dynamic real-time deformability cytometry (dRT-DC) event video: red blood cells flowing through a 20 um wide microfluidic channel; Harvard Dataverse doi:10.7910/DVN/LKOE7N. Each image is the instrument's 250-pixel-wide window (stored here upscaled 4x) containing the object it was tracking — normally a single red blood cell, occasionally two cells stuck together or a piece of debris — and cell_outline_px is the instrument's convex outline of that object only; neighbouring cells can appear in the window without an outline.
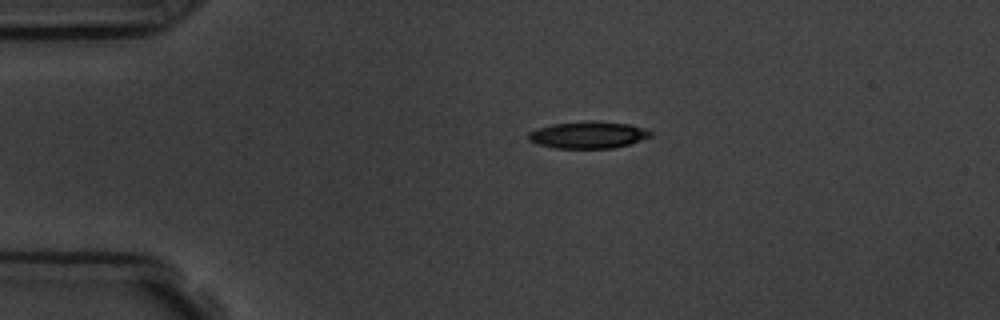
{"species": "common noctule bat (a hibernating species)", "species_latin": "Nyctalus noctula", "temperature_condition": "room temperature", "stored_images_in_passage": 4, "camera_frame_rate_fps": 3000, "um_per_image_px": 0.085, "animal": {"sex": "male", "body_mass_g": 19.5, "forearm_length_mm": 54.6}, "frame": {"image": 1, "passage_image": 3, "time_ms": 2.333, "image_size_px": [1000, 320], "cell_outline_px": [[652, 136], [628, 144], [612, 148], [556, 148], [536, 144], [528, 140], [528, 132], [536, 128], [552, 124], [628, 124], [652, 132]], "centroid_in_image_um": [49.91, 11.53], "position_along_channel_um": 35.1, "area_um2": 17.98}}